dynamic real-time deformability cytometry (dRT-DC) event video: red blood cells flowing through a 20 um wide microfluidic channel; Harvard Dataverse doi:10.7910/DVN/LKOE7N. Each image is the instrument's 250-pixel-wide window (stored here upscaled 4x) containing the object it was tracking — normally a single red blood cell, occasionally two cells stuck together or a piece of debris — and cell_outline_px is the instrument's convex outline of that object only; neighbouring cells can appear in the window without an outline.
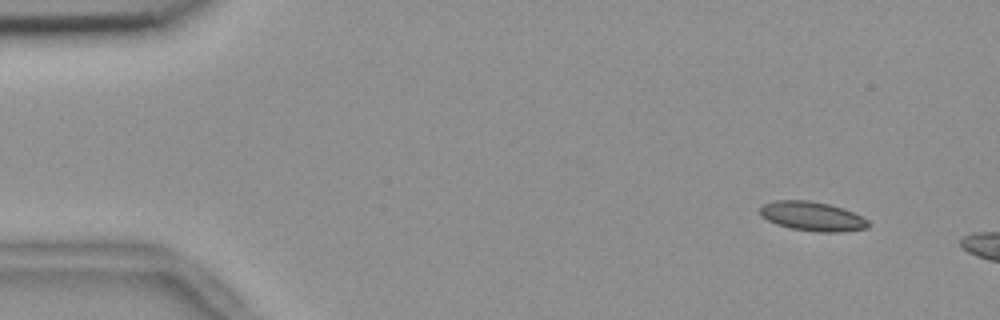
{"species": "common noctule bat (a hibernating species)", "species_latin": "Nyctalus noctula", "temperature_condition": "room temperature", "stored_images_in_passage": 6, "camera_frame_rate_fps": 3000, "um_per_image_px": 0.085, "animal": {"sex": "female", "body_mass_g": 18.4}, "frame": {"image": 1, "passage_image": 1, "time_ms": 0.0, "image_size_px": [1000, 320], "cell_outline_px": [[868, 228], [840, 232], [820, 232], [792, 228], [776, 224], [760, 216], [760, 208], [764, 204], [776, 200], [808, 200], [828, 204], [844, 208], [868, 220]], "centroid_in_image_um": [69.03, 18.38], "position_along_channel_um": 16.0, "area_um2": 18.32}}